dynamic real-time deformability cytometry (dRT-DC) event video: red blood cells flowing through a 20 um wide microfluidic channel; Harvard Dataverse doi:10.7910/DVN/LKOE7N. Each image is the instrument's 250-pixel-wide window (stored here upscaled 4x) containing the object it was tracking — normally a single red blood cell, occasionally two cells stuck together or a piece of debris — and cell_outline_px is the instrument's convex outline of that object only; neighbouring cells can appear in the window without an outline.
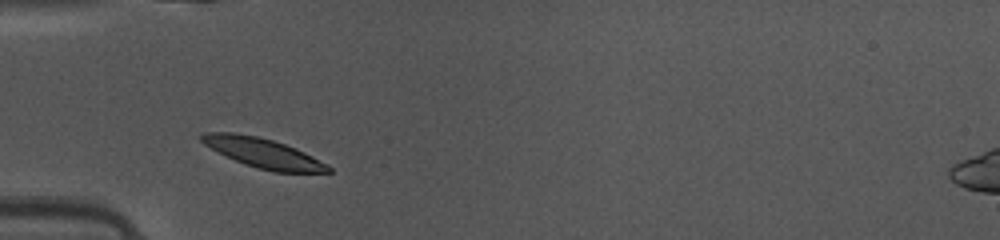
{"species": "common noctule bat (a hibernating species)", "species_latin": "Nyctalus noctula", "temperature_condition": "warm", "stored_images_in_passage": 34, "camera_frame_rate_fps": 3000, "um_per_image_px": 0.085, "animal": {"sex": "female", "body_mass_g": 10.0, "forearm_length_mm": 53.1}, "frame": {"image": 1, "passage_image": 1, "time_ms": 0.0, "image_size_px": [1000, 240], "cell_outline_px": [[332, 172], [276, 172], [244, 164], [204, 144], [200, 140], [200, 136], [204, 132], [232, 132], [256, 136], [272, 140], [284, 144], [304, 152], [328, 164], [332, 168]], "centroid_in_image_um": [22.39, 13.0], "position_along_channel_um": 62.6, "area_um2": 21.39}}
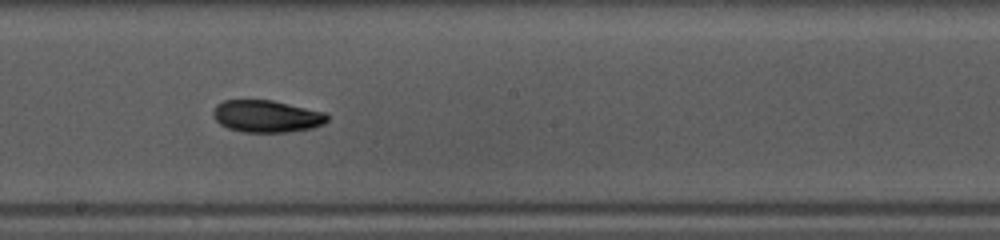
{"frame": {"image": 2, "passage_image": 13, "time_ms": 4.0, "image_size_px": [1000, 240], "cell_outline_px": [[328, 120], [324, 124], [312, 128], [288, 132], [240, 132], [228, 128], [220, 124], [212, 116], [212, 112], [216, 104], [224, 100], [272, 100], [324, 112], [328, 116]], "centroid_in_image_um": [22.64, 9.89], "position_along_channel_um": 225.6, "area_um2": 21.44}}
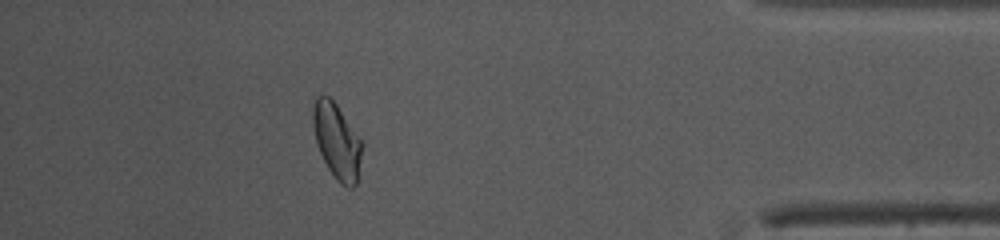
{"frame": {"image": 3, "passage_image": 29, "time_ms": 9.333, "image_size_px": [1000, 240], "cell_outline_px": [[364, 144], [356, 184], [352, 188], [348, 188], [340, 184], [336, 180], [328, 168], [320, 152], [316, 140], [312, 120], [312, 96], [328, 96], [336, 104], [364, 140]], "centroid_in_image_um": [28.66, 11.97], "position_along_channel_um": 406.5, "area_um2": 22.02}, "authors_computed_cell_mechanics": {"area_um2": 21.386, "velocity_mm_per_s": 4.1289, "shape_relaxation_time_tau1_ms": 5.7328, "shape_relaxation_time_tau2_ms": 4.3524, "deformation_change_tau1": 0.1587, "deformation_change_tau2": 0.0884}}